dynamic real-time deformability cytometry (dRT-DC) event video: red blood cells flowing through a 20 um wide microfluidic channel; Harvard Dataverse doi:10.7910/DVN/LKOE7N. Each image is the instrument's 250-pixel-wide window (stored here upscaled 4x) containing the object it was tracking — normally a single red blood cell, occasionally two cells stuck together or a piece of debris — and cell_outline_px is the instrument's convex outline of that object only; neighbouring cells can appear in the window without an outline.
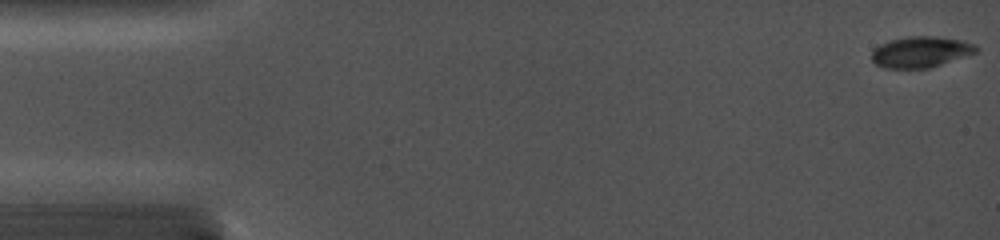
{"species": "common noctule bat (a hibernating species)", "species_latin": "Nyctalus noctula", "temperature_condition": "cold", "stored_images_in_passage": 67, "camera_frame_rate_fps": 5000, "um_per_image_px": 0.085, "animal": {"sex": "female", "body_mass_g": 19.0, "forearm_length_mm": 56.7}, "frame": {"image": 1, "passage_image": 1, "time_ms": 0.0, "image_size_px": [1000, 240], "cell_outline_px": [[980, 52], [928, 68], [884, 68], [876, 64], [872, 60], [872, 52], [880, 44], [888, 40], [908, 36], [936, 36], [964, 40], [976, 44], [980, 48]], "centroid_in_image_um": [78.32, 4.4], "position_along_channel_um": 6.7, "area_um2": 19.13}}
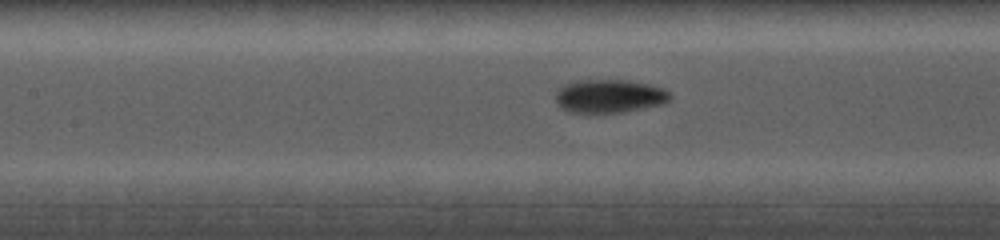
{"frame": {"image": 2, "passage_image": 38, "time_ms": 7.2, "image_size_px": [1000, 240], "cell_outline_px": [[672, 96], [664, 104], [624, 112], [588, 116], [568, 112], [560, 108], [556, 104], [556, 92], [564, 84], [576, 80], [628, 80], [648, 84], [664, 88]], "centroid_in_image_um": [51.74, 8.22], "position_along_channel_um": 155.7, "area_um2": 23.18}}
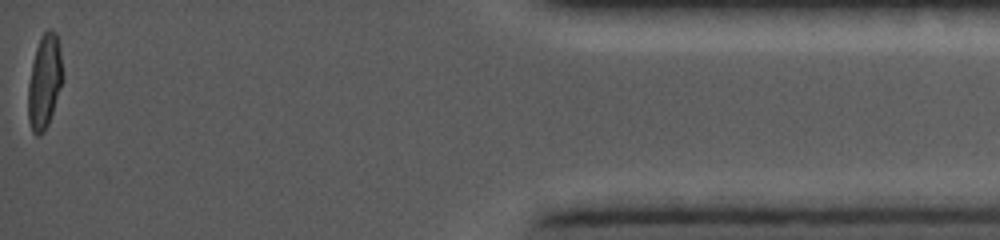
{"frame": {"image": 3, "passage_image": 67, "time_ms": 15.6, "image_size_px": [1000, 240], "cell_outline_px": [[64, 80], [48, 124], [44, 132], [40, 136], [36, 136], [32, 132], [28, 120], [28, 84], [32, 64], [36, 48], [40, 36], [48, 28], [52, 28], [56, 32], [60, 48], [64, 76]], "centroid_in_image_um": [3.8, 6.93], "position_along_channel_um": 431.4, "area_um2": 19.36}}